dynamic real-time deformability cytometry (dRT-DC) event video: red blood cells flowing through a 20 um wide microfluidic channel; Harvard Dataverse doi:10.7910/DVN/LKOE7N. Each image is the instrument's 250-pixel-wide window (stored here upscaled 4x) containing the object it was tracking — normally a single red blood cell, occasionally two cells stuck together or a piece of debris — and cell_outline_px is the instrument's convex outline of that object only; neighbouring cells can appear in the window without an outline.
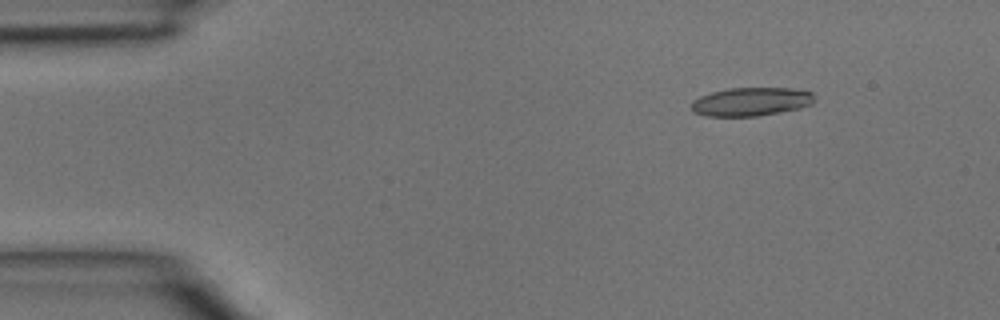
{"species": "common noctule bat (a hibernating species)", "species_latin": "Nyctalus noctula", "temperature_condition": "room temperature", "stored_images_in_passage": 4, "camera_frame_rate_fps": 3000, "um_per_image_px": 0.085, "animal": {"sex": "male", "body_mass_g": 15.6}, "frame": {"image": 1, "passage_image": 2, "time_ms": 0.333, "image_size_px": [1000, 320], "cell_outline_px": [[816, 100], [812, 104], [800, 108], [756, 116], [704, 116], [692, 112], [692, 100], [700, 96], [712, 92], [728, 88], [792, 88], [812, 92]], "centroid_in_image_um": [63.84, 8.64], "position_along_channel_um": 21.2, "area_um2": 20.52}}
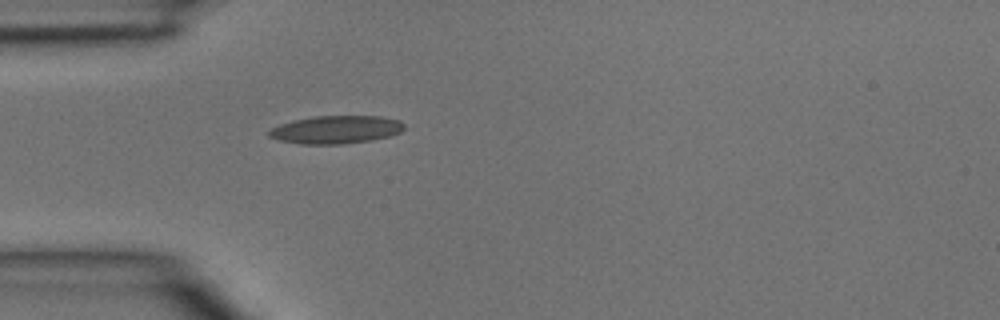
{"frame": {"image": 2, "passage_image": 4, "time_ms": 1.0, "image_size_px": [1000, 320], "cell_outline_px": [[404, 128], [400, 132], [392, 136], [372, 140], [340, 144], [300, 144], [280, 140], [268, 136], [268, 132], [272, 128], [280, 124], [292, 120], [316, 116], [380, 116], [400, 120], [404, 124]], "centroid_in_image_um": [28.58, 11.02], "position_along_channel_um": 56.4, "area_um2": 22.08}}